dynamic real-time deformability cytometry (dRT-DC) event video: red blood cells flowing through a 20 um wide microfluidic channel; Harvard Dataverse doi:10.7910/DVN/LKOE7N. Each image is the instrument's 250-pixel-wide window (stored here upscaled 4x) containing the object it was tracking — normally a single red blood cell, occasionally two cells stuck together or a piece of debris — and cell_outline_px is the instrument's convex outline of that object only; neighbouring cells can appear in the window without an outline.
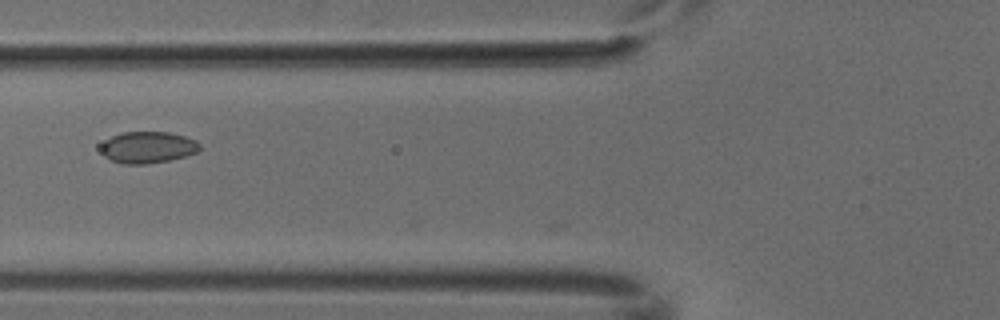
{"species": "common noctule bat (a hibernating species)", "species_latin": "Nyctalus noctula", "temperature_condition": "cold", "stored_images_in_passage": 6, "camera_frame_rate_fps": 3000, "um_per_image_px": 0.085, "animal": {"sex": "male", "body_mass_g": 18.8}, "frame": {"image": 1, "passage_image": 6, "time_ms": 1.667, "image_size_px": [1000, 320], "cell_outline_px": [[200, 148], [196, 152], [184, 156], [168, 160], [148, 164], [124, 164], [112, 160], [104, 156], [100, 148], [112, 136], [124, 132], [168, 132], [184, 136], [196, 140], [200, 144]], "centroid_in_image_um": [12.58, 12.52], "position_along_channel_um": 113.2, "area_um2": 17.92}}